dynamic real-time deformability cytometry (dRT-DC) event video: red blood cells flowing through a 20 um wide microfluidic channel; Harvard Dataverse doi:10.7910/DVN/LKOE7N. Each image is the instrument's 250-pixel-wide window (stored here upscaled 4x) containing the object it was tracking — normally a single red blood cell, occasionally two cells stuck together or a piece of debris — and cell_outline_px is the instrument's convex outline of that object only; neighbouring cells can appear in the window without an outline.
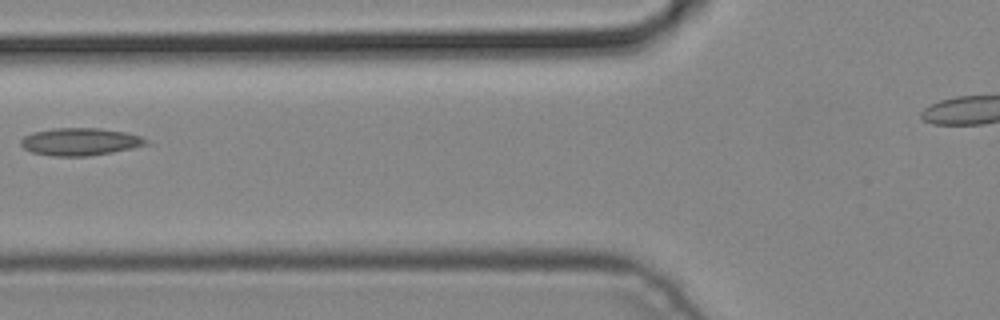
{"species": "common noctule bat (a hibernating species)", "species_latin": "Nyctalus noctula", "temperature_condition": "cold", "stored_images_in_passage": 2, "camera_frame_rate_fps": 3000, "um_per_image_px": 0.085, "animal": {"sex": "male", "body_mass_g": 19.2, "forearm_length_mm": 51.8}, "frame": {"image": 1, "passage_image": 2, "time_ms": 0.333, "image_size_px": [1000, 320], "cell_outline_px": [[156, 144], [112, 152], [88, 156], [52, 156], [32, 152], [24, 148], [20, 144], [20, 140], [24, 136], [32, 132], [56, 128], [100, 128], [124, 132], [140, 136]], "centroid_in_image_um": [6.87, 12.05], "position_along_channel_um": 118.9, "area_um2": 20.29}}